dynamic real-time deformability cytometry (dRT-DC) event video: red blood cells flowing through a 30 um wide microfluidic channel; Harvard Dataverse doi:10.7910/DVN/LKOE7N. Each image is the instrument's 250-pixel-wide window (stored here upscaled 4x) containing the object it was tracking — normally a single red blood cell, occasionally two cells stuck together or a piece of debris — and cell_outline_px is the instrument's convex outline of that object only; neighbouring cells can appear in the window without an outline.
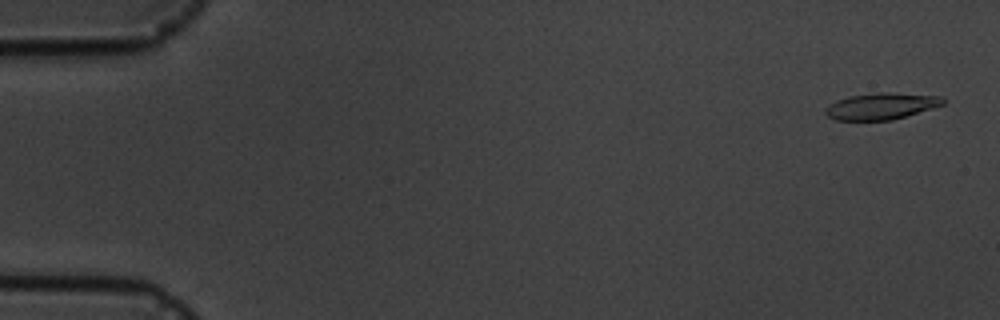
{"species": "common noctule bat (a hibernating species)", "species_latin": "Nyctalus noctula", "temperature_condition": "cold", "stored_images_in_passage": 5, "camera_frame_rate_fps": 3000, "um_per_image_px": 0.085, "animal": {"sex": "male", "body_mass_g": 19.5, "forearm_length_mm": 54.6}, "frame": {"image": 1, "passage_image": 1, "time_ms": 0.0, "image_size_px": [1000, 320], "cell_outline_px": [[944, 104], [932, 108], [892, 120], [836, 120], [828, 116], [824, 112], [824, 108], [836, 100], [848, 96], [880, 92], [884, 92], [944, 96]], "centroid_in_image_um": [74.89, 9.02], "position_along_channel_um": 10.1, "area_um2": 18.15}}
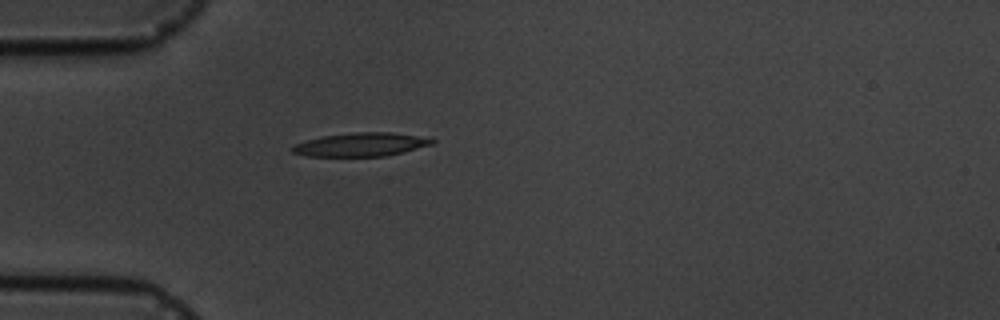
{"frame": {"image": 2, "passage_image": 5, "time_ms": 4.667, "image_size_px": [1000, 320], "cell_outline_px": [[436, 140], [432, 144], [384, 156], [308, 156], [292, 152], [292, 148], [296, 144], [320, 136], [352, 132], [392, 132], [416, 136]], "centroid_in_image_um": [30.64, 12.28], "position_along_channel_um": 54.4, "area_um2": 18.79}}